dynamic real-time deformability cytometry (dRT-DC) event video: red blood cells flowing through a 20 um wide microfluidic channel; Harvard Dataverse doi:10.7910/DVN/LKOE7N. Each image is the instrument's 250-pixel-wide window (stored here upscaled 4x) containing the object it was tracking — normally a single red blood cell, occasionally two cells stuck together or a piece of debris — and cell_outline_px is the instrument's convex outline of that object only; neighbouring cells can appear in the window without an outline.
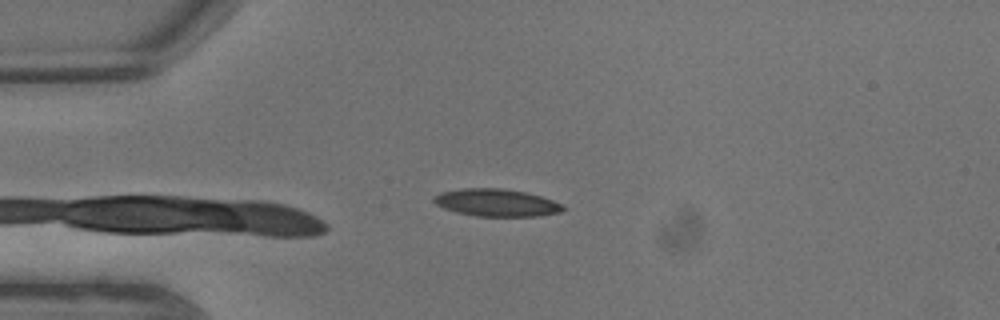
{"species": "common noctule bat (a hibernating species)", "species_latin": "Nyctalus noctula", "temperature_condition": "warm", "stored_images_in_passage": 3, "camera_frame_rate_fps": 3000, "um_per_image_px": 0.085, "animal": {"sex": "male", "body_mass_g": 13.3}, "frame": {"image": 1, "passage_image": 3, "time_ms": 0.667, "image_size_px": [1000, 320], "cell_outline_px": [[564, 208], [560, 212], [540, 216], [476, 216], [456, 212], [444, 208], [436, 204], [432, 200], [440, 192], [464, 188], [500, 188], [528, 192], [564, 204]], "centroid_in_image_um": [42.21, 17.22], "position_along_channel_um": 42.8, "area_um2": 20.63}}